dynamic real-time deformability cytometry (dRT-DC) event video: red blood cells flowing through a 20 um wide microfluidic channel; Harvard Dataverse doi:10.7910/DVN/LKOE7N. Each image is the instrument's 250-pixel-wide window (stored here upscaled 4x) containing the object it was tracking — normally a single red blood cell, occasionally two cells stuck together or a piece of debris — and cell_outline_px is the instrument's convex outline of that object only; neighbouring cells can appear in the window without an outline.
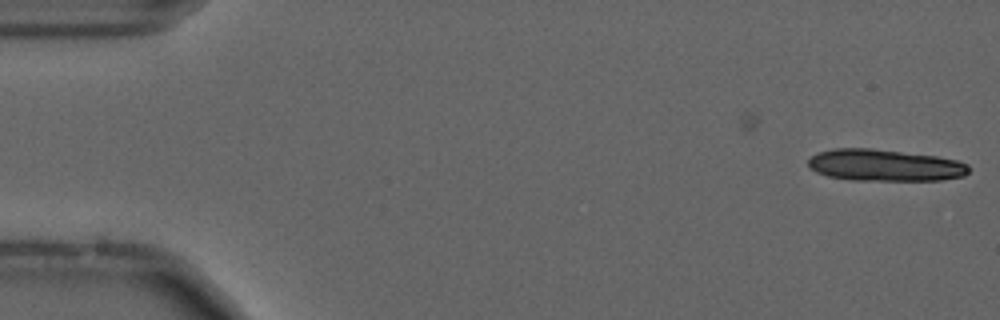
{"species": "common noctule bat (a hibernating species)", "species_latin": "Nyctalus noctula", "temperature_condition": "cold", "stored_images_in_passage": 8, "camera_frame_rate_fps": 3000, "um_per_image_px": 0.085, "animal": {"sex": "male", "forearm_length_mm": 52.5}, "frame": {"image": 1, "passage_image": 8, "time_ms": 2.333, "image_size_px": [1000, 320], "cell_outline_px": [[968, 172], [964, 176], [940, 180], [852, 180], [828, 176], [816, 172], [808, 168], [808, 160], [812, 156], [820, 152], [832, 148], [872, 148], [936, 156], [956, 160], [968, 164]], "centroid_in_image_um": [75.18, 14.04], "position_along_channel_um": 9.8, "area_um2": 29.71}}